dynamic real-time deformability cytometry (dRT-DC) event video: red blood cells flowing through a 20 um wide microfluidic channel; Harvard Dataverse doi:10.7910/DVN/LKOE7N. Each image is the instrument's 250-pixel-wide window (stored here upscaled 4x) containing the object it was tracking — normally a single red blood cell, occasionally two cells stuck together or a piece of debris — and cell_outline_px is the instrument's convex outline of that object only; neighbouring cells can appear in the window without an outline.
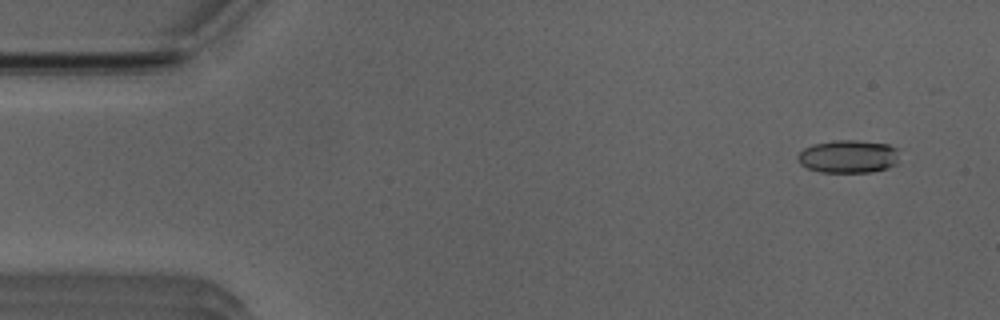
{"species": "Egyptian fruit bat (a non-hibernating species)", "species_latin": "Rousettus aegyptiacus", "temperature_condition": "room temperature", "stored_images_in_passage": 49, "camera_frame_rate_fps": 3000, "um_per_image_px": 0.085, "animal": {"sex": "male"}, "frame": {"image": 1, "passage_image": 1, "time_ms": 0.0, "image_size_px": [1000, 320], "cell_outline_px": [[896, 164], [888, 168], [872, 172], [820, 172], [808, 168], [800, 164], [796, 160], [796, 156], [804, 148], [816, 144], [836, 140], [856, 140], [888, 144], [896, 148]], "centroid_in_image_um": [72.07, 13.31], "position_along_channel_um": 12.9, "area_um2": 19.42}}
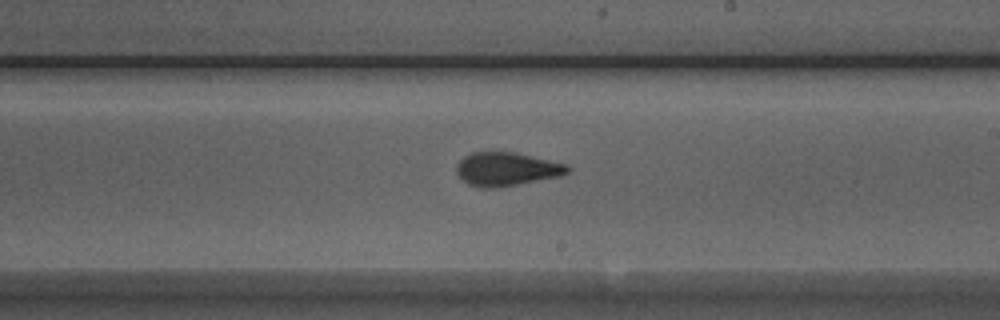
{"frame": {"image": 2, "passage_image": 27, "time_ms": 8.667, "image_size_px": [1000, 320], "cell_outline_px": [[572, 168], [564, 176], [492, 188], [480, 188], [468, 184], [456, 172], [456, 164], [464, 156], [472, 152], [516, 152], [568, 164]], "centroid_in_image_um": [43.1, 14.36], "position_along_channel_um": 245.9, "area_um2": 21.85}}
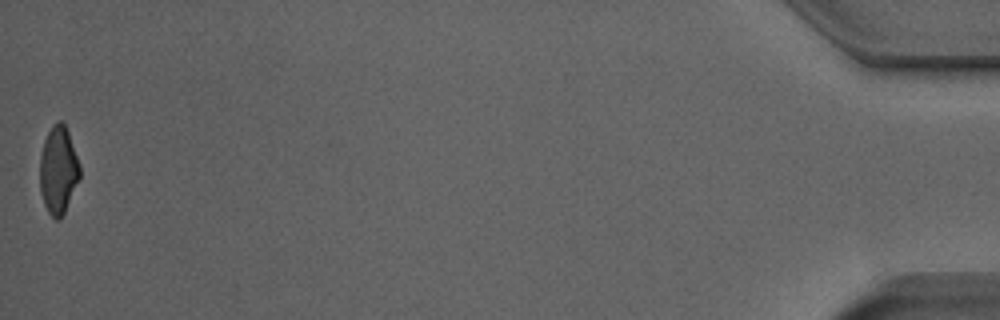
{"frame": {"image": 3, "passage_image": 49, "time_ms": 16.0, "image_size_px": [1000, 320], "cell_outline_px": [[80, 176], [64, 212], [60, 220], [56, 220], [48, 212], [44, 204], [40, 192], [40, 156], [44, 140], [52, 124], [56, 120], [60, 120], [64, 124], [68, 132], [80, 164]], "centroid_in_image_um": [4.94, 14.44], "position_along_channel_um": 430.3, "area_um2": 20.29}, "authors_computed_cell_mechanics": {"area_um2": 21.2704, "velocity_mm_per_s": 3.9532, "shape_relaxation_time_tau1_ms": 4.9864, "shape_relaxation_time_tau2_ms": 1.2954, "deformation_change_tau1": 0.1545, "deformation_change_tau2": 0.0922}}